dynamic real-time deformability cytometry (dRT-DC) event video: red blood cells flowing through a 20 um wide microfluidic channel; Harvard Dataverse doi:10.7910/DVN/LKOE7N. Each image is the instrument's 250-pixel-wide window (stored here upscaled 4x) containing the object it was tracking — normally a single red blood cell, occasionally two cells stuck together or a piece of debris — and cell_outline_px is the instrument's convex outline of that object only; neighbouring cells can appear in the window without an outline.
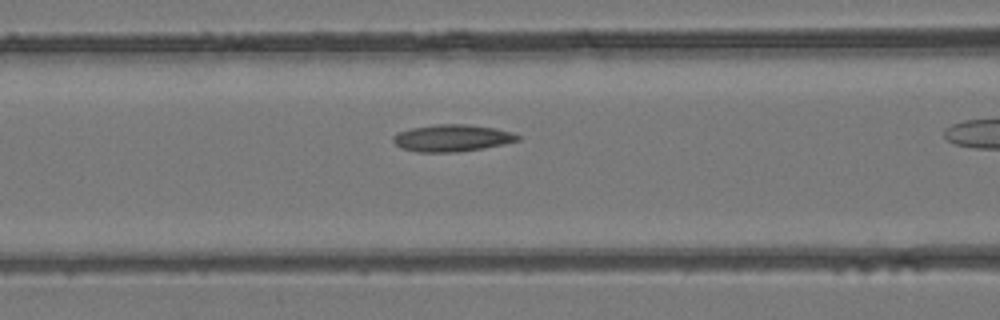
{"species": "common noctule bat (a hibernating species)", "species_latin": "Nyctalus noctula", "temperature_condition": "room temperature", "stored_images_in_passage": 28, "camera_frame_rate_fps": 3000, "um_per_image_px": 0.085, "animal": {"sex": "female", "body_mass_g": 24.6, "forearm_length_mm": 56.2}, "frame": {"image": 1, "passage_image": 12, "time_ms": 3.667, "image_size_px": [1000, 320], "cell_outline_px": [[520, 140], [504, 144], [484, 148], [456, 152], [416, 152], [404, 148], [396, 144], [392, 140], [392, 136], [396, 132], [412, 128], [436, 124], [468, 124], [492, 128], [512, 132], [520, 136]], "centroid_in_image_um": [38.42, 11.73], "position_along_channel_um": 128.2, "area_um2": 19.54}}
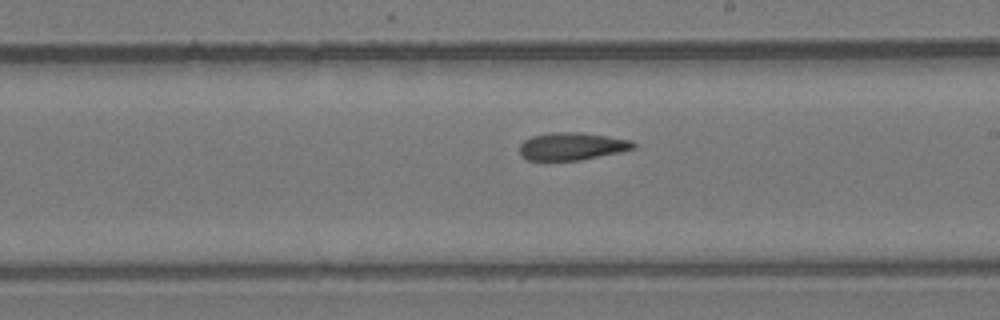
{"frame": {"image": 2, "passage_image": 19, "time_ms": 6.0, "image_size_px": [1000, 320], "cell_outline_px": [[636, 148], [620, 152], [580, 160], [528, 160], [520, 156], [520, 144], [524, 140], [532, 136], [552, 132], [580, 132], [608, 136], [632, 140], [636, 144]], "centroid_in_image_um": [48.62, 12.43], "position_along_channel_um": 240.4, "area_um2": 18.38}}
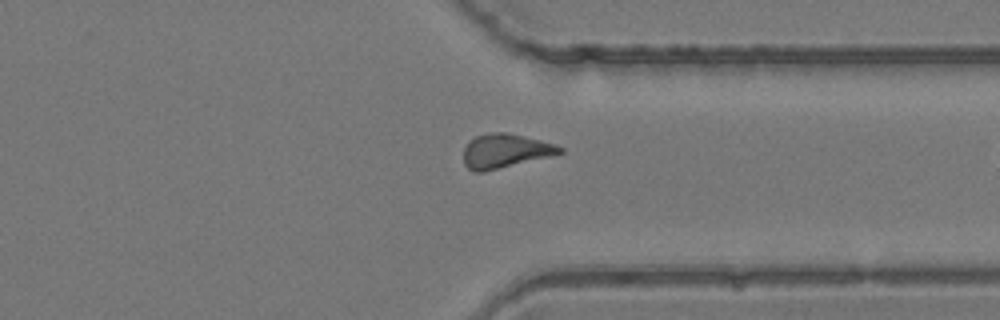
{"frame": {"image": 3, "passage_image": 27, "time_ms": 8.667, "image_size_px": [1000, 320], "cell_outline_px": [[564, 152], [484, 172], [476, 172], [468, 168], [464, 164], [464, 148], [468, 140], [476, 136], [488, 132], [504, 132], [524, 136], [556, 144], [564, 148]], "centroid_in_image_um": [42.91, 12.82], "position_along_channel_um": 368.5, "area_um2": 19.02}}